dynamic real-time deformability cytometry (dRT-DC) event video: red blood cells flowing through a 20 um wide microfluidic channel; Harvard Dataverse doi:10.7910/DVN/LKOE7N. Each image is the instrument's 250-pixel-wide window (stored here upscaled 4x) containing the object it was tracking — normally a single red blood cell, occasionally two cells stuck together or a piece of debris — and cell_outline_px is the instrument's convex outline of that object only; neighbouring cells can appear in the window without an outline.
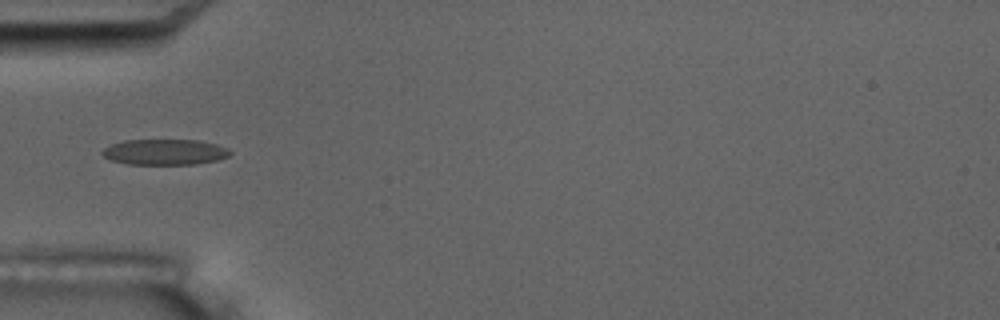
{"species": "common noctule bat (a hibernating species)", "species_latin": "Nyctalus noctula", "temperature_condition": "room temperature", "stored_images_in_passage": 17, "camera_frame_rate_fps": 3000, "um_per_image_px": 0.085, "animal": {"sex": "male", "body_mass_g": 17.5, "forearm_length_mm": 52.3}, "frame": {"image": 1, "passage_image": 6, "time_ms": 5.667, "image_size_px": [1000, 320], "cell_outline_px": [[232, 152], [228, 156], [220, 160], [196, 164], [128, 164], [112, 160], [104, 156], [100, 152], [104, 148], [112, 144], [124, 140], [200, 140], [216, 144], [228, 148]], "centroid_in_image_um": [14.04, 12.92], "position_along_channel_um": 71.0, "area_um2": 19.19}, "authors_computed_cell_mechanics": {"area_um2": 19.074, "velocity_mm_per_s": 3.4674, "shape_relaxation_time_tau1_ms": 5.254, "shape_relaxation_time_tau2_ms": 1.2542, "deformation_change_tau1": 0.173, "deformation_change_tau2": 0.0791}}